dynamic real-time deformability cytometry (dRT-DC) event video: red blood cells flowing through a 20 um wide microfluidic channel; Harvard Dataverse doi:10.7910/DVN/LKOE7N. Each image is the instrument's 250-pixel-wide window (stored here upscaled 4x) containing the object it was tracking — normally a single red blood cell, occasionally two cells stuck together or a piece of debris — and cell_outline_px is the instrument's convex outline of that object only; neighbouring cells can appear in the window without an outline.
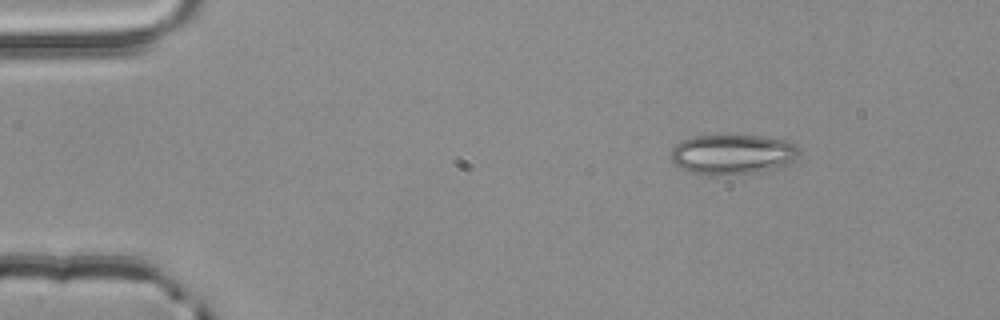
{"species": "common noctule bat (a hibernating species)", "species_latin": "Nyctalus noctula", "temperature_condition": "room temperature", "stored_images_in_passage": 3, "camera_frame_rate_fps": 3000, "um_per_image_px": 0.085, "animal": {"sex": "male", "body_mass_g": 20.4}, "frame": {"image": 1, "passage_image": 1, "time_ms": 0.0, "image_size_px": [1000, 320], "cell_outline_px": [[800, 156], [784, 168], [756, 172], [724, 176], [708, 176], [688, 172], [680, 168], [668, 156], [672, 148], [676, 144], [692, 136], [764, 136], [788, 140], [796, 144], [800, 148]], "centroid_in_image_um": [62.32, 13.15], "position_along_channel_um": 22.7, "area_um2": 30.81}}